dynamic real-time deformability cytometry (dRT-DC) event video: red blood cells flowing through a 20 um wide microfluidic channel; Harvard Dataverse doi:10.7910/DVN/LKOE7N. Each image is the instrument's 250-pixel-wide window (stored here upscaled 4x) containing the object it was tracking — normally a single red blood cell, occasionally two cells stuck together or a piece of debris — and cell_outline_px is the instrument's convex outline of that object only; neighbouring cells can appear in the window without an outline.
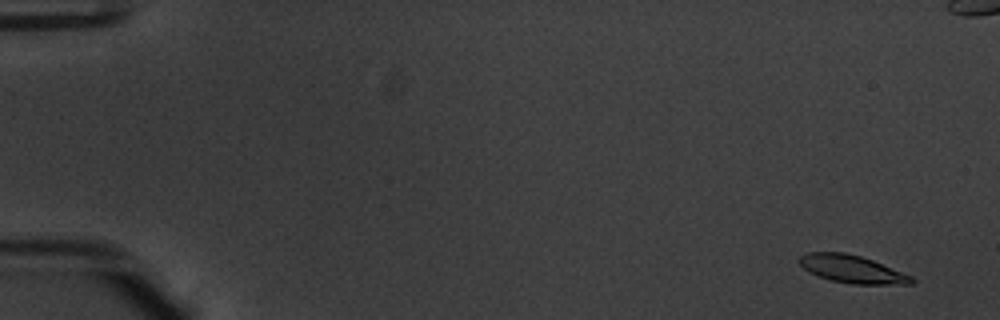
{"species": "common noctule bat (a hibernating species)", "species_latin": "Nyctalus noctula", "temperature_condition": "warm", "stored_images_in_passage": 57, "camera_frame_rate_fps": 3000, "um_per_image_px": 0.085, "animal": {"sex": "male", "body_mass_g": 20.1, "forearm_length_mm": 53.5}, "frame": {"image": 1, "passage_image": 4, "time_ms": 1.0, "image_size_px": [1000, 320], "cell_outline_px": [[916, 280], [912, 284], [852, 284], [832, 280], [808, 272], [796, 260], [800, 256], [808, 252], [844, 252], [860, 256], [872, 260], [912, 276]], "centroid_in_image_um": [72.41, 22.87], "position_along_channel_um": 12.6, "area_um2": 18.03}}
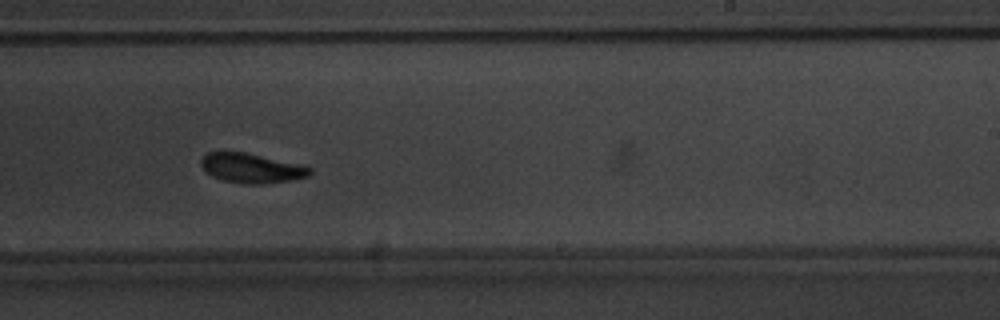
{"frame": {"image": 2, "passage_image": 36, "time_ms": 11.667, "image_size_px": [1000, 320], "cell_outline_px": [[312, 172], [308, 176], [292, 180], [264, 184], [244, 184], [224, 180], [212, 176], [200, 164], [200, 160], [208, 152], [244, 152], [304, 164], [312, 168]], "centroid_in_image_um": [21.44, 14.29], "position_along_channel_um": 267.6, "area_um2": 18.84}}
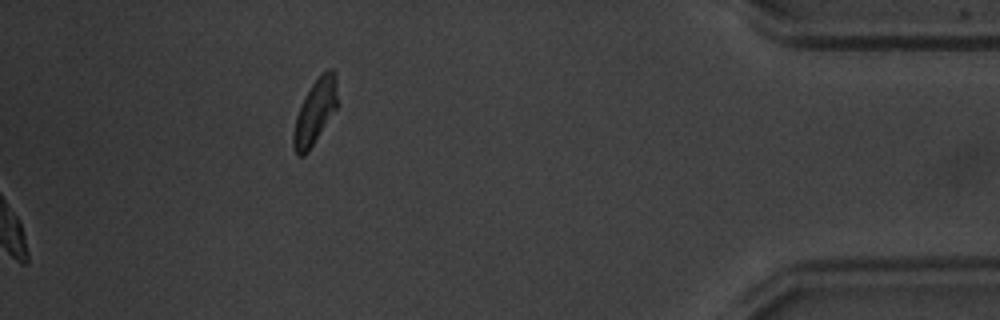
{"frame": {"image": 3, "passage_image": 57, "time_ms": 18.667, "image_size_px": [1000, 320], "cell_outline_px": [[340, 104], [308, 152], [304, 156], [296, 156], [292, 144], [292, 132], [296, 116], [300, 104], [304, 96], [312, 84], [328, 68], [332, 68], [336, 72]], "centroid_in_image_um": [26.81, 9.5], "position_along_channel_um": 408.4, "area_um2": 17.22}, "authors_computed_cell_mechanics": {"area_um2": 18.6694, "velocity_mm_per_s": 3.7597, "shape_relaxation_time_tau1_ms": 4.9986, "shape_relaxation_time_tau2_ms": 3.7856, "deformation_change_tau1": 0.2009, "deformation_change_tau2": 0.0933}}